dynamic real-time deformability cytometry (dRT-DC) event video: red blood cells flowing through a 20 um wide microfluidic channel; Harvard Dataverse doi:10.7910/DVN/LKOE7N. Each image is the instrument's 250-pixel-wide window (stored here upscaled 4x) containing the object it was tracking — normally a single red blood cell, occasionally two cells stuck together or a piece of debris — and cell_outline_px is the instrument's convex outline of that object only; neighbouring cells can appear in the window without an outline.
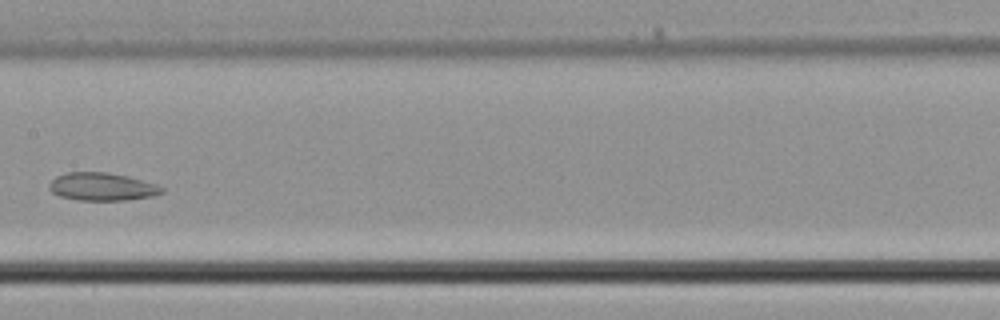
{"species": "common noctule bat (a hibernating species)", "species_latin": "Nyctalus noctula", "temperature_condition": "cold", "stored_images_in_passage": 29, "camera_frame_rate_fps": 3000, "um_per_image_px": 0.085, "animal": {"sex": "male", "body_mass_g": 21.5, "forearm_length_mm": 52.0}, "frame": {"image": 1, "passage_image": 9, "time_ms": 2.667, "image_size_px": [1000, 320], "cell_outline_px": [[164, 192], [152, 196], [124, 200], [76, 200], [60, 196], [52, 192], [48, 188], [48, 184], [56, 176], [68, 172], [108, 172], [128, 176], [156, 184], [164, 188]], "centroid_in_image_um": [8.66, 15.86], "position_along_channel_um": 198.7, "area_um2": 18.32}}
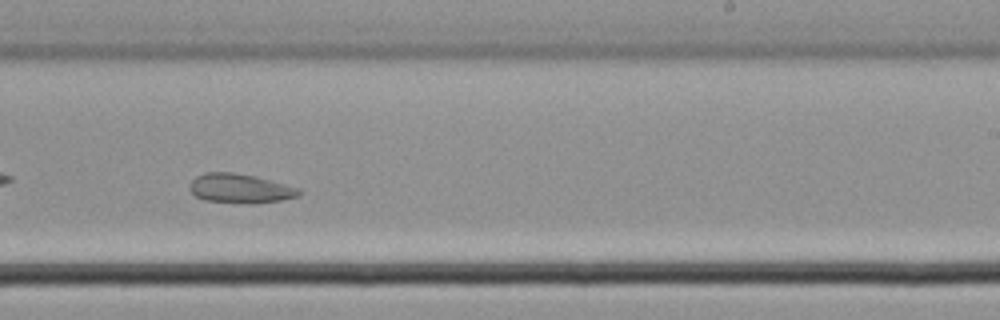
{"frame": {"image": 2, "passage_image": 13, "time_ms": 4.0, "image_size_px": [1000, 320], "cell_outline_px": [[300, 196], [284, 200], [256, 204], [248, 204], [204, 200], [196, 196], [188, 188], [188, 184], [196, 176], [204, 172], [232, 172], [256, 176], [300, 188]], "centroid_in_image_um": [20.42, 16.02], "position_along_channel_um": 268.6, "area_um2": 19.02}}